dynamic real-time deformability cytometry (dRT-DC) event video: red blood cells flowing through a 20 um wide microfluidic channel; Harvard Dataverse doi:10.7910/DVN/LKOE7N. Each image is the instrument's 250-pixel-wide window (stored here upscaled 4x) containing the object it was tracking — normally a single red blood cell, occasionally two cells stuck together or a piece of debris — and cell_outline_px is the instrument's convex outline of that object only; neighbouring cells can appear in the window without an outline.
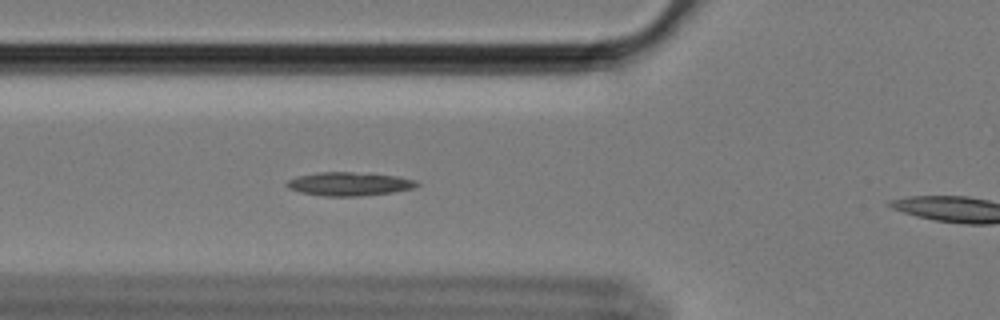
{"species": "Egyptian fruit bat (a non-hibernating species)", "species_latin": "Rousettus aegyptiacus", "temperature_condition": "cold", "stored_images_in_passage": 39, "camera_frame_rate_fps": 3000, "um_per_image_px": 0.085, "animal": {"sex": "female"}, "frame": {"image": 1, "passage_image": 9, "time_ms": 2.667, "image_size_px": [1000, 320], "cell_outline_px": [[420, 184], [412, 188], [392, 192], [360, 196], [324, 196], [300, 192], [288, 188], [284, 184], [288, 180], [296, 176], [320, 172], [352, 172], [396, 176], [416, 180]], "centroid_in_image_um": [29.64, 15.63], "position_along_channel_um": 96.2, "area_um2": 17.74}}
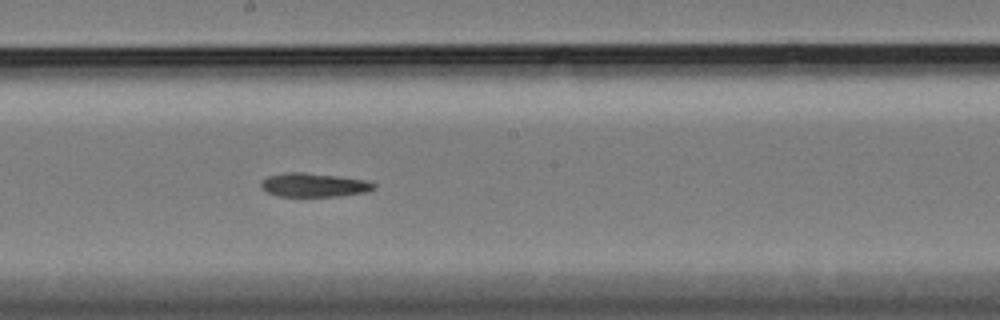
{"frame": {"image": 2, "passage_image": 20, "time_ms": 6.333, "image_size_px": [1000, 320], "cell_outline_px": [[376, 188], [364, 192], [340, 196], [280, 196], [268, 192], [260, 188], [260, 184], [268, 176], [284, 172], [304, 172], [368, 180], [376, 184]], "centroid_in_image_um": [26.69, 15.72], "position_along_channel_um": 221.5, "area_um2": 15.61}}
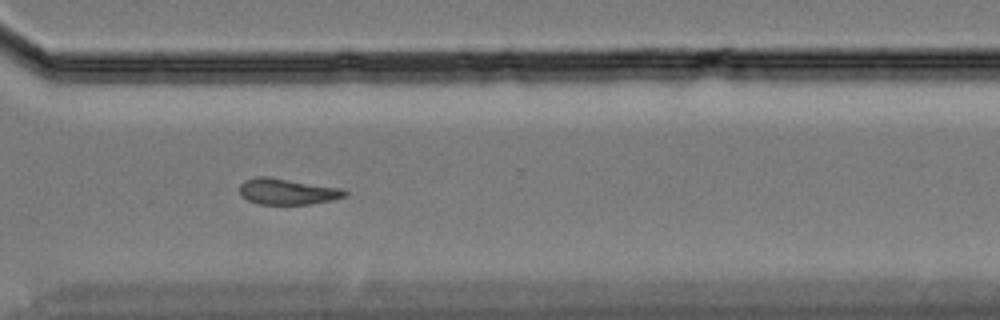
{"frame": {"image": 3, "passage_image": 31, "time_ms": 10.0, "image_size_px": [1000, 320], "cell_outline_px": [[348, 196], [332, 200], [308, 204], [256, 204], [248, 200], [240, 192], [240, 184], [244, 180], [256, 176], [268, 176], [344, 188], [348, 192]], "centroid_in_image_um": [24.47, 16.27], "position_along_channel_um": 346.1, "area_um2": 16.18}}